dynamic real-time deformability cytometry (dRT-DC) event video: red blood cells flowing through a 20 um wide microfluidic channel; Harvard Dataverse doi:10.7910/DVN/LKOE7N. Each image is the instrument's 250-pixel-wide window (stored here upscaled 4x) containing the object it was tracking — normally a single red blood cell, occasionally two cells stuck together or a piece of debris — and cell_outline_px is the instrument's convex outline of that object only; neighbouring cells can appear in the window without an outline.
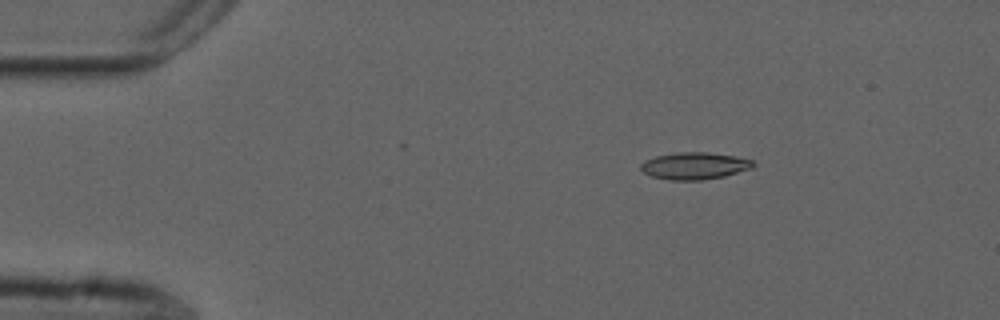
{"species": "common noctule bat (a hibernating species)", "species_latin": "Nyctalus noctula", "temperature_condition": "cold", "stored_images_in_passage": 33, "camera_frame_rate_fps": 3000, "um_per_image_px": 0.085, "animal": {"sex": "male", "forearm_length_mm": 52.5}, "frame": {"image": 1, "passage_image": 1, "time_ms": 0.0, "image_size_px": [1000, 320], "cell_outline_px": [[756, 164], [752, 168], [724, 176], [700, 180], [668, 180], [652, 176], [644, 172], [640, 168], [640, 164], [644, 160], [656, 156], [676, 152], [708, 152], [736, 156], [752, 160]], "centroid_in_image_um": [59.03, 14.09], "position_along_channel_um": 26.0, "area_um2": 17.74}}
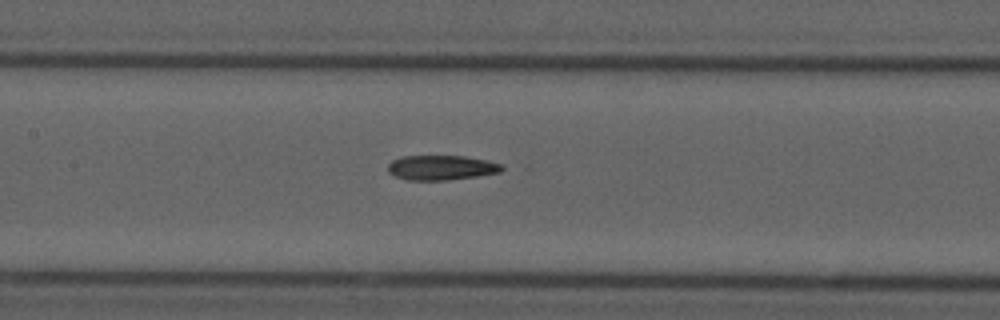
{"frame": {"image": 2, "passage_image": 18, "time_ms": 5.667, "image_size_px": [1000, 320], "cell_outline_px": [[504, 168], [500, 172], [476, 176], [448, 180], [408, 180], [396, 176], [388, 172], [388, 164], [392, 160], [400, 156], [464, 156], [484, 160], [500, 164]], "centroid_in_image_um": [37.47, 14.25], "position_along_channel_um": 169.9, "area_um2": 16.3}}
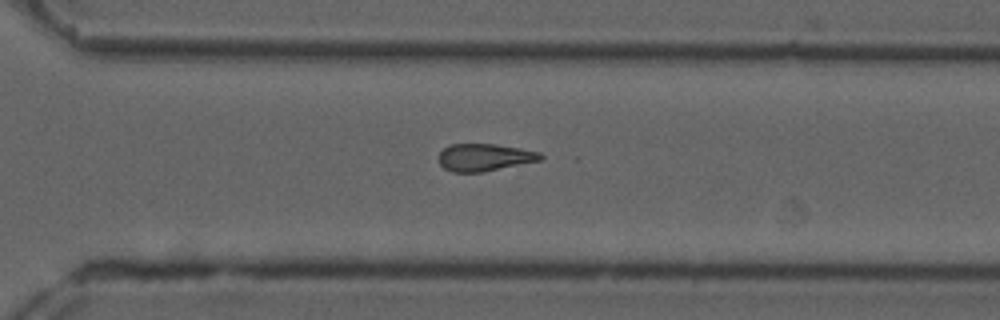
{"frame": {"image": 3, "passage_image": 31, "time_ms": 10.0, "image_size_px": [1000, 320], "cell_outline_px": [[544, 156], [540, 160], [484, 172], [452, 172], [444, 168], [440, 164], [440, 152], [444, 148], [452, 144], [496, 144], [520, 148], [540, 152]], "centroid_in_image_um": [41.19, 13.37], "position_along_channel_um": 329.4, "area_um2": 16.13}}